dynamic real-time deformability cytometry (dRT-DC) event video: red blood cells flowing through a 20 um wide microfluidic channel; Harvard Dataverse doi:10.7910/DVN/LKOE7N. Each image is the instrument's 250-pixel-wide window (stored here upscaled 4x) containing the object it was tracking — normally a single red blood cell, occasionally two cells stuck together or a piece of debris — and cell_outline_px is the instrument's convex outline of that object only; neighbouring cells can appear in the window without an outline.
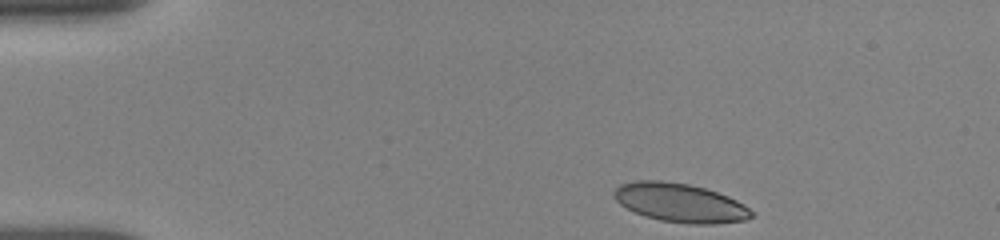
{"species": "human", "species_latin": "Homo sapiens", "temperature_condition": "room temperature", "stored_images_in_passage": 11, "camera_frame_rate_fps": 3000, "um_per_image_px": 0.085, "donor": {"sex": "female"}, "frame": {"image": 1, "passage_image": 1, "time_ms": 0.0, "image_size_px": [1000, 240], "cell_outline_px": [[752, 216], [744, 220], [716, 224], [688, 224], [660, 220], [644, 216], [620, 204], [612, 196], [612, 192], [620, 184], [636, 180], [660, 180], [688, 184], [704, 188], [728, 196], [744, 204], [752, 212]], "centroid_in_image_um": [57.77, 17.23], "position_along_channel_um": 27.2, "area_um2": 31.04}}
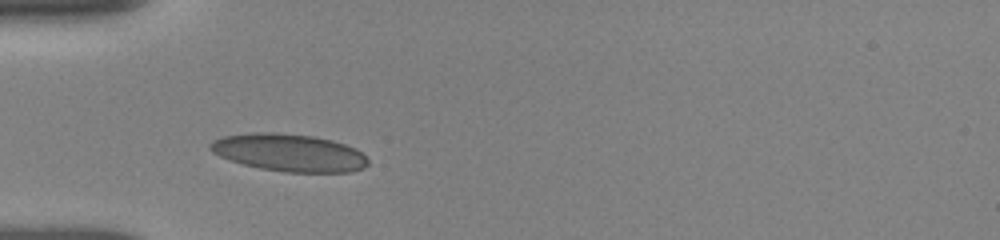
{"frame": {"image": 2, "passage_image": 8, "time_ms": 2.667, "image_size_px": [1000, 240], "cell_outline_px": [[368, 164], [364, 168], [352, 172], [284, 172], [260, 168], [244, 164], [220, 156], [212, 152], [208, 148], [208, 144], [212, 140], [224, 136], [252, 132], [276, 132], [312, 136], [332, 140], [356, 148], [368, 160]], "centroid_in_image_um": [24.56, 12.97], "position_along_channel_um": 60.4, "area_um2": 34.51}}
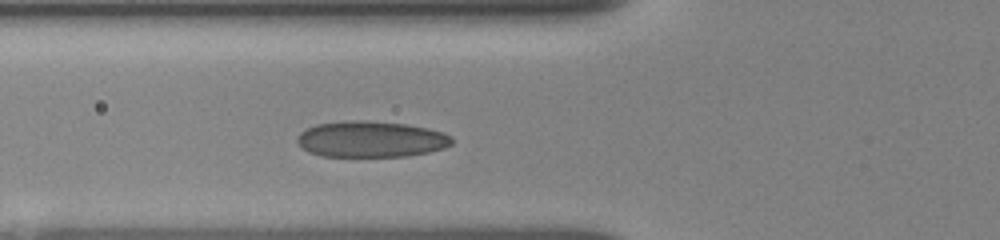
{"frame": {"image": 3, "passage_image": 11, "time_ms": 3.667, "image_size_px": [1000, 240], "cell_outline_px": [[452, 144], [444, 148], [428, 152], [408, 156], [320, 156], [308, 152], [296, 140], [296, 136], [300, 132], [316, 124], [352, 120], [364, 120], [404, 124], [428, 128], [444, 132], [452, 136]], "centroid_in_image_um": [31.54, 11.83], "position_along_channel_um": 94.3, "area_um2": 32.54}}